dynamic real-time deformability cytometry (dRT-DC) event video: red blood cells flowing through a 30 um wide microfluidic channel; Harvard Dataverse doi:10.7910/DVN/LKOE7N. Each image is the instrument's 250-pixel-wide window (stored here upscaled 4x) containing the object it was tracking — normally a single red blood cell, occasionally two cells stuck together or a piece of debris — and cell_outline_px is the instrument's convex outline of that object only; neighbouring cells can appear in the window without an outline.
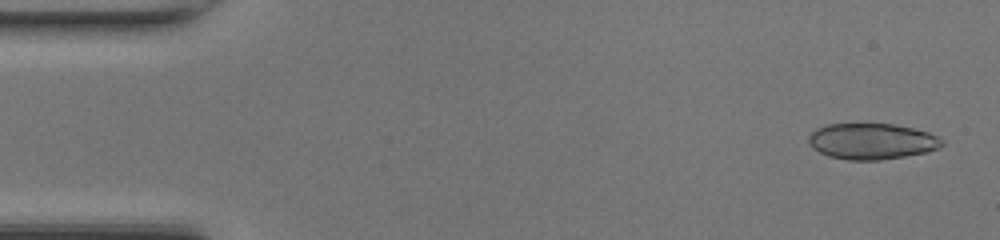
{"species": "common noctule bat (a hibernating species)", "species_latin": "Nyctalus noctula", "temperature_condition": "room temperature", "stored_images_in_passage": 47, "segment_of_instrument_passage": [1, 2], "camera_frame_rate_fps": 3000, "um_per_image_px": 0.085, "animal": {"sex": "female", "body_mass_g": 17.0, "forearm_length_mm": 48.0}, "frame": {"image": 1, "passage_image": 2, "time_ms": 0.333, "image_size_px": [1000, 240], "cell_outline_px": [[944, 144], [936, 148], [924, 152], [904, 156], [880, 160], [848, 160], [828, 156], [812, 148], [808, 140], [808, 136], [816, 128], [828, 124], [892, 124], [912, 128], [928, 132], [944, 140]], "centroid_in_image_um": [74.07, 12.01], "position_along_channel_um": 10.9, "area_um2": 27.8}}